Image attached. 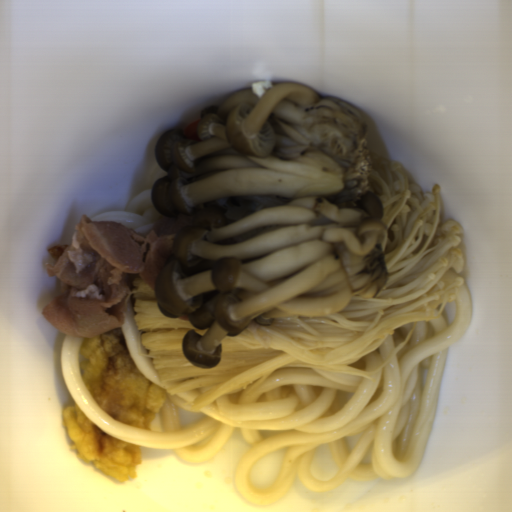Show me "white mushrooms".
Returning a JSON list of instances; mask_svg holds the SVG:
<instances>
[{
  "label": "white mushrooms",
  "mask_w": 512,
  "mask_h": 512,
  "mask_svg": "<svg viewBox=\"0 0 512 512\" xmlns=\"http://www.w3.org/2000/svg\"><path fill=\"white\" fill-rule=\"evenodd\" d=\"M197 134L154 141L166 172L150 186L184 229L155 275L159 313L189 317L187 361L213 369L222 342L250 324L336 315L388 281L386 213L370 190L364 113L295 82L263 79L201 111Z\"/></svg>",
  "instance_id": "1e6be865"
}]
</instances>
